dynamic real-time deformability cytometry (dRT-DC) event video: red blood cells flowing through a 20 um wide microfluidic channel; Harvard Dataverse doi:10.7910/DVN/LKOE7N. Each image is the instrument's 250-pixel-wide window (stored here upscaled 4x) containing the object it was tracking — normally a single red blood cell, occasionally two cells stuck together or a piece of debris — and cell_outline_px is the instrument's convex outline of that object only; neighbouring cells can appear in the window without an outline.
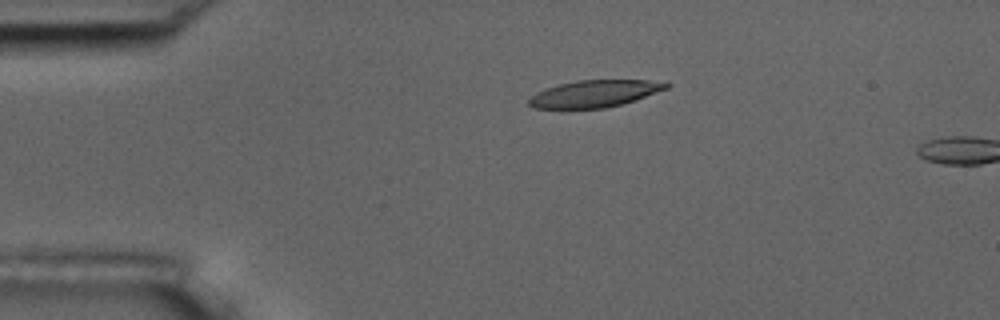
{"species": "common noctule bat (a hibernating species)", "species_latin": "Nyctalus noctula", "temperature_condition": "room temperature", "stored_images_in_passage": 3, "camera_frame_rate_fps": 3000, "um_per_image_px": 0.085, "animal": {"sex": "male", "body_mass_g": 17.5, "forearm_length_mm": 52.3}, "frame": {"image": 1, "passage_image": 2, "time_ms": 1.333, "image_size_px": [1000, 320], "cell_outline_px": [[672, 84], [668, 88], [636, 100], [604, 108], [536, 108], [528, 104], [528, 100], [536, 92], [560, 84], [576, 80], [668, 80]], "centroid_in_image_um": [50.63, 7.94], "position_along_channel_um": 34.4, "area_um2": 21.62}}